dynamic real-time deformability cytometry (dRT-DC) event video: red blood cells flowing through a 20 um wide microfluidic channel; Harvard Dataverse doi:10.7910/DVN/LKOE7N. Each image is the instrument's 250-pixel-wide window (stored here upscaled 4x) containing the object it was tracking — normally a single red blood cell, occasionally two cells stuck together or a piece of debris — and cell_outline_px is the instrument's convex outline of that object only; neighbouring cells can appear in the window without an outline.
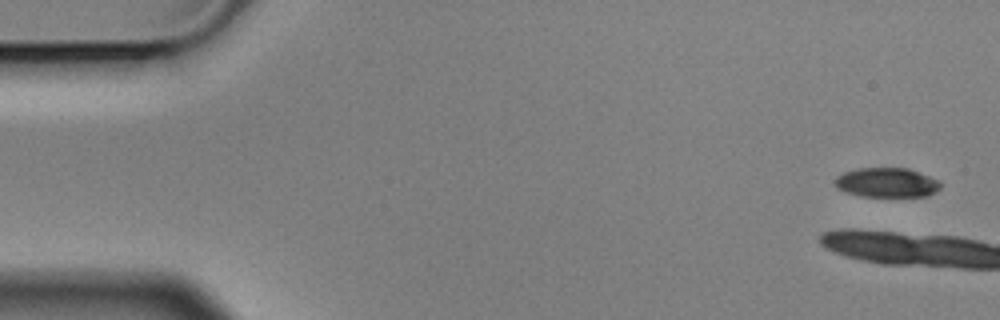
{"species": "Egyptian fruit bat (a non-hibernating species)", "species_latin": "Rousettus aegyptiacus", "temperature_condition": "cold", "stored_images_in_passage": 4, "camera_frame_rate_fps": 3000, "um_per_image_px": 0.085, "animal": {"sex": "male"}, "frame": {"image": 1, "passage_image": 1, "time_ms": 0.0, "image_size_px": [1000, 320], "cell_outline_px": [[940, 188], [936, 192], [928, 196], [860, 196], [844, 192], [836, 188], [836, 176], [844, 172], [856, 168], [908, 168], [940, 180]], "centroid_in_image_um": [75.38, 15.52], "position_along_channel_um": 9.6, "area_um2": 18.26}}